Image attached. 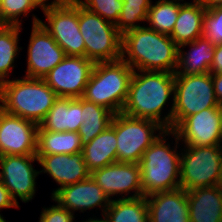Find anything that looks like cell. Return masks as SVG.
<instances>
[{
  "mask_svg": "<svg viewBox=\"0 0 222 222\" xmlns=\"http://www.w3.org/2000/svg\"><path fill=\"white\" fill-rule=\"evenodd\" d=\"M174 85L175 73L134 70L122 113L156 121L166 130H172ZM168 100L172 103L168 113L163 116L165 105L170 103Z\"/></svg>",
  "mask_w": 222,
  "mask_h": 222,
  "instance_id": "obj_1",
  "label": "cell"
},
{
  "mask_svg": "<svg viewBox=\"0 0 222 222\" xmlns=\"http://www.w3.org/2000/svg\"><path fill=\"white\" fill-rule=\"evenodd\" d=\"M179 46L169 35L145 25L122 35L121 59L133 70L175 73Z\"/></svg>",
  "mask_w": 222,
  "mask_h": 222,
  "instance_id": "obj_2",
  "label": "cell"
},
{
  "mask_svg": "<svg viewBox=\"0 0 222 222\" xmlns=\"http://www.w3.org/2000/svg\"><path fill=\"white\" fill-rule=\"evenodd\" d=\"M170 137L175 140L174 146L170 145V142L166 143V140L171 139ZM179 142V138L173 130H165L144 151L139 162L141 187L144 197L181 187V153L177 150L180 147Z\"/></svg>",
  "mask_w": 222,
  "mask_h": 222,
  "instance_id": "obj_3",
  "label": "cell"
},
{
  "mask_svg": "<svg viewBox=\"0 0 222 222\" xmlns=\"http://www.w3.org/2000/svg\"><path fill=\"white\" fill-rule=\"evenodd\" d=\"M14 78L0 85V109L39 125L58 96L41 78Z\"/></svg>",
  "mask_w": 222,
  "mask_h": 222,
  "instance_id": "obj_4",
  "label": "cell"
},
{
  "mask_svg": "<svg viewBox=\"0 0 222 222\" xmlns=\"http://www.w3.org/2000/svg\"><path fill=\"white\" fill-rule=\"evenodd\" d=\"M134 70L122 59L94 64L82 98L107 108L114 114L122 112L128 97Z\"/></svg>",
  "mask_w": 222,
  "mask_h": 222,
  "instance_id": "obj_5",
  "label": "cell"
},
{
  "mask_svg": "<svg viewBox=\"0 0 222 222\" xmlns=\"http://www.w3.org/2000/svg\"><path fill=\"white\" fill-rule=\"evenodd\" d=\"M79 29L85 42V57L97 62L121 59L122 34L115 24L79 4Z\"/></svg>",
  "mask_w": 222,
  "mask_h": 222,
  "instance_id": "obj_6",
  "label": "cell"
},
{
  "mask_svg": "<svg viewBox=\"0 0 222 222\" xmlns=\"http://www.w3.org/2000/svg\"><path fill=\"white\" fill-rule=\"evenodd\" d=\"M181 149V188L190 191L217 186L222 163V145L184 146Z\"/></svg>",
  "mask_w": 222,
  "mask_h": 222,
  "instance_id": "obj_7",
  "label": "cell"
},
{
  "mask_svg": "<svg viewBox=\"0 0 222 222\" xmlns=\"http://www.w3.org/2000/svg\"><path fill=\"white\" fill-rule=\"evenodd\" d=\"M218 105L212 74L175 75L172 130L186 117Z\"/></svg>",
  "mask_w": 222,
  "mask_h": 222,
  "instance_id": "obj_8",
  "label": "cell"
},
{
  "mask_svg": "<svg viewBox=\"0 0 222 222\" xmlns=\"http://www.w3.org/2000/svg\"><path fill=\"white\" fill-rule=\"evenodd\" d=\"M165 130L156 121L115 114L117 162L139 164L144 151Z\"/></svg>",
  "mask_w": 222,
  "mask_h": 222,
  "instance_id": "obj_9",
  "label": "cell"
},
{
  "mask_svg": "<svg viewBox=\"0 0 222 222\" xmlns=\"http://www.w3.org/2000/svg\"><path fill=\"white\" fill-rule=\"evenodd\" d=\"M47 23L40 24L63 49L66 56L85 57V42L79 29V3L66 2L43 11Z\"/></svg>",
  "mask_w": 222,
  "mask_h": 222,
  "instance_id": "obj_10",
  "label": "cell"
},
{
  "mask_svg": "<svg viewBox=\"0 0 222 222\" xmlns=\"http://www.w3.org/2000/svg\"><path fill=\"white\" fill-rule=\"evenodd\" d=\"M39 163L36 155H4L0 156V181L8 189L12 199L19 205L31 201L36 193V179L40 171L33 163Z\"/></svg>",
  "mask_w": 222,
  "mask_h": 222,
  "instance_id": "obj_11",
  "label": "cell"
},
{
  "mask_svg": "<svg viewBox=\"0 0 222 222\" xmlns=\"http://www.w3.org/2000/svg\"><path fill=\"white\" fill-rule=\"evenodd\" d=\"M32 20L25 77L42 79L66 57V54L39 23L41 19L33 14Z\"/></svg>",
  "mask_w": 222,
  "mask_h": 222,
  "instance_id": "obj_12",
  "label": "cell"
},
{
  "mask_svg": "<svg viewBox=\"0 0 222 222\" xmlns=\"http://www.w3.org/2000/svg\"><path fill=\"white\" fill-rule=\"evenodd\" d=\"M94 62L81 56H66L42 79L58 97L80 98L94 67Z\"/></svg>",
  "mask_w": 222,
  "mask_h": 222,
  "instance_id": "obj_13",
  "label": "cell"
},
{
  "mask_svg": "<svg viewBox=\"0 0 222 222\" xmlns=\"http://www.w3.org/2000/svg\"><path fill=\"white\" fill-rule=\"evenodd\" d=\"M90 176L111 200L114 196L116 199L143 196L139 164L115 162L92 171Z\"/></svg>",
  "mask_w": 222,
  "mask_h": 222,
  "instance_id": "obj_14",
  "label": "cell"
},
{
  "mask_svg": "<svg viewBox=\"0 0 222 222\" xmlns=\"http://www.w3.org/2000/svg\"><path fill=\"white\" fill-rule=\"evenodd\" d=\"M38 126L0 109V156L36 155Z\"/></svg>",
  "mask_w": 222,
  "mask_h": 222,
  "instance_id": "obj_15",
  "label": "cell"
},
{
  "mask_svg": "<svg viewBox=\"0 0 222 222\" xmlns=\"http://www.w3.org/2000/svg\"><path fill=\"white\" fill-rule=\"evenodd\" d=\"M218 108H208L186 117L173 131L183 146L222 145Z\"/></svg>",
  "mask_w": 222,
  "mask_h": 222,
  "instance_id": "obj_16",
  "label": "cell"
},
{
  "mask_svg": "<svg viewBox=\"0 0 222 222\" xmlns=\"http://www.w3.org/2000/svg\"><path fill=\"white\" fill-rule=\"evenodd\" d=\"M51 200L57 202L73 214L80 211L84 214L86 210L101 208L102 216L109 207L111 199L96 184L90 176L86 180L60 188Z\"/></svg>",
  "mask_w": 222,
  "mask_h": 222,
  "instance_id": "obj_17",
  "label": "cell"
},
{
  "mask_svg": "<svg viewBox=\"0 0 222 222\" xmlns=\"http://www.w3.org/2000/svg\"><path fill=\"white\" fill-rule=\"evenodd\" d=\"M36 156L39 161L38 165L42 168L40 174L47 173L59 185L58 188L53 189L51 197L60 188L86 180L91 175L82 152Z\"/></svg>",
  "mask_w": 222,
  "mask_h": 222,
  "instance_id": "obj_18",
  "label": "cell"
},
{
  "mask_svg": "<svg viewBox=\"0 0 222 222\" xmlns=\"http://www.w3.org/2000/svg\"><path fill=\"white\" fill-rule=\"evenodd\" d=\"M149 222H190L187 192L180 188L146 197Z\"/></svg>",
  "mask_w": 222,
  "mask_h": 222,
  "instance_id": "obj_19",
  "label": "cell"
},
{
  "mask_svg": "<svg viewBox=\"0 0 222 222\" xmlns=\"http://www.w3.org/2000/svg\"><path fill=\"white\" fill-rule=\"evenodd\" d=\"M186 46L190 47L187 51L183 49L186 48ZM215 46V44L204 36L180 45L175 75L209 73L214 57Z\"/></svg>",
  "mask_w": 222,
  "mask_h": 222,
  "instance_id": "obj_20",
  "label": "cell"
},
{
  "mask_svg": "<svg viewBox=\"0 0 222 222\" xmlns=\"http://www.w3.org/2000/svg\"><path fill=\"white\" fill-rule=\"evenodd\" d=\"M82 122V97H58L39 126L52 132H78Z\"/></svg>",
  "mask_w": 222,
  "mask_h": 222,
  "instance_id": "obj_21",
  "label": "cell"
},
{
  "mask_svg": "<svg viewBox=\"0 0 222 222\" xmlns=\"http://www.w3.org/2000/svg\"><path fill=\"white\" fill-rule=\"evenodd\" d=\"M186 192L190 222H222V189L219 186Z\"/></svg>",
  "mask_w": 222,
  "mask_h": 222,
  "instance_id": "obj_22",
  "label": "cell"
},
{
  "mask_svg": "<svg viewBox=\"0 0 222 222\" xmlns=\"http://www.w3.org/2000/svg\"><path fill=\"white\" fill-rule=\"evenodd\" d=\"M115 114L111 124L82 148L83 159L90 172L117 162Z\"/></svg>",
  "mask_w": 222,
  "mask_h": 222,
  "instance_id": "obj_23",
  "label": "cell"
},
{
  "mask_svg": "<svg viewBox=\"0 0 222 222\" xmlns=\"http://www.w3.org/2000/svg\"><path fill=\"white\" fill-rule=\"evenodd\" d=\"M205 12L206 9L199 2H184L180 6L171 39L180 46L203 36Z\"/></svg>",
  "mask_w": 222,
  "mask_h": 222,
  "instance_id": "obj_24",
  "label": "cell"
},
{
  "mask_svg": "<svg viewBox=\"0 0 222 222\" xmlns=\"http://www.w3.org/2000/svg\"><path fill=\"white\" fill-rule=\"evenodd\" d=\"M82 148L78 132H52L38 126L36 155L74 154Z\"/></svg>",
  "mask_w": 222,
  "mask_h": 222,
  "instance_id": "obj_25",
  "label": "cell"
},
{
  "mask_svg": "<svg viewBox=\"0 0 222 222\" xmlns=\"http://www.w3.org/2000/svg\"><path fill=\"white\" fill-rule=\"evenodd\" d=\"M113 116L114 113L107 108L82 98L83 122L78 130L82 146L104 131L111 124Z\"/></svg>",
  "mask_w": 222,
  "mask_h": 222,
  "instance_id": "obj_26",
  "label": "cell"
},
{
  "mask_svg": "<svg viewBox=\"0 0 222 222\" xmlns=\"http://www.w3.org/2000/svg\"><path fill=\"white\" fill-rule=\"evenodd\" d=\"M21 31L20 25L0 24V85L10 79L14 61L22 50L18 42Z\"/></svg>",
  "mask_w": 222,
  "mask_h": 222,
  "instance_id": "obj_27",
  "label": "cell"
},
{
  "mask_svg": "<svg viewBox=\"0 0 222 222\" xmlns=\"http://www.w3.org/2000/svg\"><path fill=\"white\" fill-rule=\"evenodd\" d=\"M109 222H149L146 197L111 200L105 211Z\"/></svg>",
  "mask_w": 222,
  "mask_h": 222,
  "instance_id": "obj_28",
  "label": "cell"
},
{
  "mask_svg": "<svg viewBox=\"0 0 222 222\" xmlns=\"http://www.w3.org/2000/svg\"><path fill=\"white\" fill-rule=\"evenodd\" d=\"M182 4L183 2L179 0H158L154 4L151 3L147 15V27L170 36Z\"/></svg>",
  "mask_w": 222,
  "mask_h": 222,
  "instance_id": "obj_29",
  "label": "cell"
},
{
  "mask_svg": "<svg viewBox=\"0 0 222 222\" xmlns=\"http://www.w3.org/2000/svg\"><path fill=\"white\" fill-rule=\"evenodd\" d=\"M123 7L118 22L115 24L123 35L125 32L142 27L147 21L148 10L152 0H122ZM141 22V23H139ZM141 24V25H140Z\"/></svg>",
  "mask_w": 222,
  "mask_h": 222,
  "instance_id": "obj_30",
  "label": "cell"
},
{
  "mask_svg": "<svg viewBox=\"0 0 222 222\" xmlns=\"http://www.w3.org/2000/svg\"><path fill=\"white\" fill-rule=\"evenodd\" d=\"M35 9L31 0H0V24L22 26V19L18 18L28 17Z\"/></svg>",
  "mask_w": 222,
  "mask_h": 222,
  "instance_id": "obj_31",
  "label": "cell"
},
{
  "mask_svg": "<svg viewBox=\"0 0 222 222\" xmlns=\"http://www.w3.org/2000/svg\"><path fill=\"white\" fill-rule=\"evenodd\" d=\"M81 6L100 15L113 24L118 22L123 7L122 0H76Z\"/></svg>",
  "mask_w": 222,
  "mask_h": 222,
  "instance_id": "obj_32",
  "label": "cell"
},
{
  "mask_svg": "<svg viewBox=\"0 0 222 222\" xmlns=\"http://www.w3.org/2000/svg\"><path fill=\"white\" fill-rule=\"evenodd\" d=\"M203 36L213 44H222V6L206 10L203 17Z\"/></svg>",
  "mask_w": 222,
  "mask_h": 222,
  "instance_id": "obj_33",
  "label": "cell"
},
{
  "mask_svg": "<svg viewBox=\"0 0 222 222\" xmlns=\"http://www.w3.org/2000/svg\"><path fill=\"white\" fill-rule=\"evenodd\" d=\"M50 207H43L38 222H75V215L61 207L57 202Z\"/></svg>",
  "mask_w": 222,
  "mask_h": 222,
  "instance_id": "obj_34",
  "label": "cell"
},
{
  "mask_svg": "<svg viewBox=\"0 0 222 222\" xmlns=\"http://www.w3.org/2000/svg\"><path fill=\"white\" fill-rule=\"evenodd\" d=\"M4 208H20V205L15 203L8 192V189L0 181V210Z\"/></svg>",
  "mask_w": 222,
  "mask_h": 222,
  "instance_id": "obj_35",
  "label": "cell"
},
{
  "mask_svg": "<svg viewBox=\"0 0 222 222\" xmlns=\"http://www.w3.org/2000/svg\"><path fill=\"white\" fill-rule=\"evenodd\" d=\"M209 73L222 74V44H217L215 46L214 57Z\"/></svg>",
  "mask_w": 222,
  "mask_h": 222,
  "instance_id": "obj_36",
  "label": "cell"
},
{
  "mask_svg": "<svg viewBox=\"0 0 222 222\" xmlns=\"http://www.w3.org/2000/svg\"><path fill=\"white\" fill-rule=\"evenodd\" d=\"M49 0H31V2L33 3V5L36 8H39L43 11L48 10L54 6L60 5L64 2H66L67 0H53L48 2Z\"/></svg>",
  "mask_w": 222,
  "mask_h": 222,
  "instance_id": "obj_37",
  "label": "cell"
},
{
  "mask_svg": "<svg viewBox=\"0 0 222 222\" xmlns=\"http://www.w3.org/2000/svg\"><path fill=\"white\" fill-rule=\"evenodd\" d=\"M213 88L218 103H222V74H212Z\"/></svg>",
  "mask_w": 222,
  "mask_h": 222,
  "instance_id": "obj_38",
  "label": "cell"
},
{
  "mask_svg": "<svg viewBox=\"0 0 222 222\" xmlns=\"http://www.w3.org/2000/svg\"><path fill=\"white\" fill-rule=\"evenodd\" d=\"M198 2L207 10L216 6H222V0H198Z\"/></svg>",
  "mask_w": 222,
  "mask_h": 222,
  "instance_id": "obj_39",
  "label": "cell"
},
{
  "mask_svg": "<svg viewBox=\"0 0 222 222\" xmlns=\"http://www.w3.org/2000/svg\"><path fill=\"white\" fill-rule=\"evenodd\" d=\"M81 222H109V220L105 217V215H103V218H102V215L100 218H97L96 216L95 217H90L89 219H86L85 220H82Z\"/></svg>",
  "mask_w": 222,
  "mask_h": 222,
  "instance_id": "obj_40",
  "label": "cell"
},
{
  "mask_svg": "<svg viewBox=\"0 0 222 222\" xmlns=\"http://www.w3.org/2000/svg\"><path fill=\"white\" fill-rule=\"evenodd\" d=\"M218 112H219V123H220V132H221V142H222V103L218 105Z\"/></svg>",
  "mask_w": 222,
  "mask_h": 222,
  "instance_id": "obj_41",
  "label": "cell"
},
{
  "mask_svg": "<svg viewBox=\"0 0 222 222\" xmlns=\"http://www.w3.org/2000/svg\"><path fill=\"white\" fill-rule=\"evenodd\" d=\"M217 186H219L222 189V163H221V167H220V173H219Z\"/></svg>",
  "mask_w": 222,
  "mask_h": 222,
  "instance_id": "obj_42",
  "label": "cell"
},
{
  "mask_svg": "<svg viewBox=\"0 0 222 222\" xmlns=\"http://www.w3.org/2000/svg\"><path fill=\"white\" fill-rule=\"evenodd\" d=\"M0 222H6V220L4 219L3 215H1V214H0Z\"/></svg>",
  "mask_w": 222,
  "mask_h": 222,
  "instance_id": "obj_43",
  "label": "cell"
},
{
  "mask_svg": "<svg viewBox=\"0 0 222 222\" xmlns=\"http://www.w3.org/2000/svg\"><path fill=\"white\" fill-rule=\"evenodd\" d=\"M179 1L186 2L184 0H179ZM192 2H198V0H193Z\"/></svg>",
  "mask_w": 222,
  "mask_h": 222,
  "instance_id": "obj_44",
  "label": "cell"
}]
</instances>
